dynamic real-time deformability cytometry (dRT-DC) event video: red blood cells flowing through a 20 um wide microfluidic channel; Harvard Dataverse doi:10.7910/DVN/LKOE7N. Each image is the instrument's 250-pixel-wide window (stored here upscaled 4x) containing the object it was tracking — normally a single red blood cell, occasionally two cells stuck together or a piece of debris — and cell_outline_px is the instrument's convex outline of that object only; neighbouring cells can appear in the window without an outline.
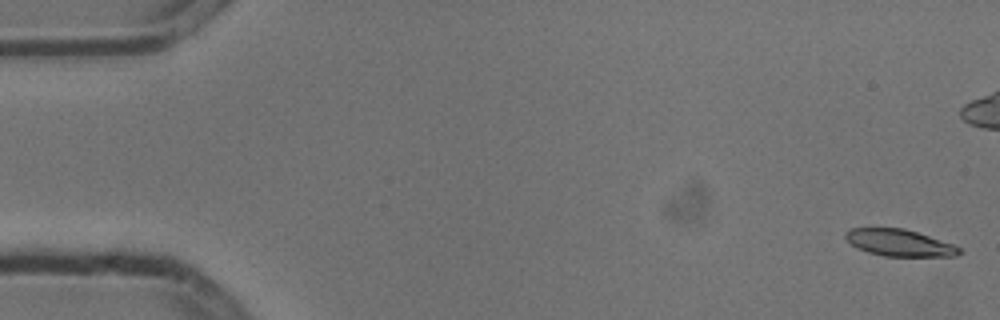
{"species": "common noctule bat (a hibernating species)", "species_latin": "Nyctalus noctula", "temperature_condition": "cold", "stored_images_in_passage": 6, "camera_frame_rate_fps": 3000, "um_per_image_px": 0.085, "animal": {"sex": "male", "body_mass_g": 13.3}, "frame": {"image": 1, "passage_image": 1, "time_ms": 0.0, "image_size_px": [1000, 320], "cell_outline_px": [[964, 252], [956, 256], [884, 256], [868, 252], [856, 248], [844, 236], [844, 232], [852, 228], [904, 228], [952, 244], [960, 248]], "centroid_in_image_um": [76.43, 20.64], "position_along_channel_um": 8.6, "area_um2": 17.63}}